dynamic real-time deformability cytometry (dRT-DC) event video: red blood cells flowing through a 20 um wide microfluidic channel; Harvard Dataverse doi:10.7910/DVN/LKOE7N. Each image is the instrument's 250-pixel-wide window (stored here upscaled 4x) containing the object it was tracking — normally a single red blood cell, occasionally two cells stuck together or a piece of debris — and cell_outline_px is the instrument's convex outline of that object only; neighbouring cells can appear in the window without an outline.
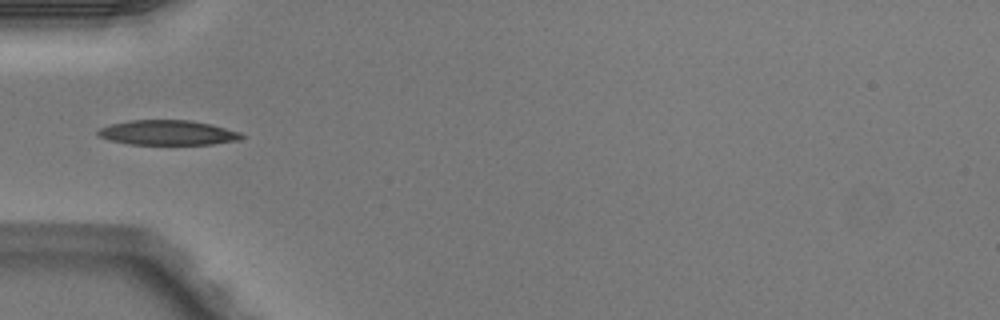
{"species": "Egyptian fruit bat (a non-hibernating species)", "species_latin": "Rousettus aegyptiacus", "temperature_condition": "warm", "stored_images_in_passage": 5, "camera_frame_rate_fps": 3000, "um_per_image_px": 0.085, "animal": {"sex": "male"}, "frame": {"image": 1, "passage_image": 5, "time_ms": 1.333, "image_size_px": [1000, 320], "cell_outline_px": [[244, 136], [240, 140], [212, 144], [128, 144], [96, 136], [96, 132], [100, 128], [112, 124], [128, 120], [188, 120], [212, 124], [240, 132]], "centroid_in_image_um": [14.26, 11.27], "position_along_channel_um": 70.7, "area_um2": 20.75}}